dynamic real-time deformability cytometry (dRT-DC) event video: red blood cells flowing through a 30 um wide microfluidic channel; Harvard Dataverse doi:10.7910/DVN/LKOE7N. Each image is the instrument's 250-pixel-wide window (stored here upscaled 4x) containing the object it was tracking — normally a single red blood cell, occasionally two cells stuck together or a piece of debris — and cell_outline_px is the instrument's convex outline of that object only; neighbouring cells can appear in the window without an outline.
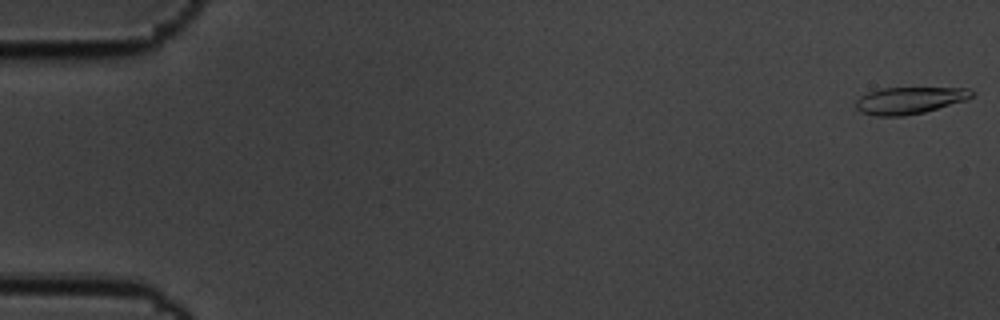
{"species": "common noctule bat (a hibernating species)", "species_latin": "Nyctalus noctula", "temperature_condition": "cold", "stored_images_in_passage": 58, "camera_frame_rate_fps": 3000, "um_per_image_px": 0.085, "animal": {"sex": "male", "body_mass_g": 19.5, "forearm_length_mm": 54.6}, "frame": {"image": 1, "passage_image": 1, "time_ms": 0.0, "image_size_px": [1000, 320], "cell_outline_px": [[976, 92], [972, 96], [964, 100], [924, 112], [904, 116], [876, 116], [860, 112], [856, 108], [856, 100], [860, 96], [868, 92], [884, 88], [968, 88]], "centroid_in_image_um": [77.28, 8.53], "position_along_channel_um": 7.7, "area_um2": 18.03}}
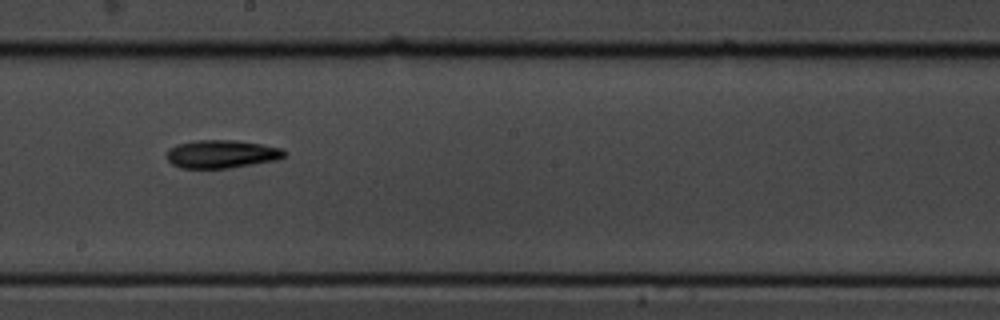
{"frame": {"image": 2, "passage_image": 33, "time_ms": 10.667, "image_size_px": [1000, 320], "cell_outline_px": [[288, 152], [284, 156], [276, 160], [228, 168], [180, 168], [172, 164], [164, 156], [168, 148], [176, 144], [196, 140], [236, 140], [260, 144], [280, 148]], "centroid_in_image_um": [18.77, 13.09], "position_along_channel_um": 229.4, "area_um2": 19.36}}
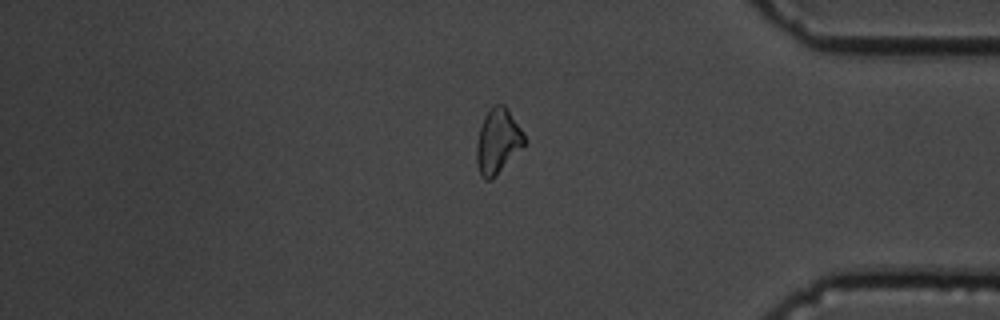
{"frame": {"image": 3, "passage_image": 49, "time_ms": 16.0, "image_size_px": [1000, 320], "cell_outline_px": [[528, 140], [496, 176], [492, 180], [484, 180], [480, 176], [476, 164], [476, 144], [480, 128], [484, 116], [492, 104], [504, 104], [508, 108]], "centroid_in_image_um": [42.3, 12.0], "position_along_channel_um": 392.9, "area_um2": 18.32}}